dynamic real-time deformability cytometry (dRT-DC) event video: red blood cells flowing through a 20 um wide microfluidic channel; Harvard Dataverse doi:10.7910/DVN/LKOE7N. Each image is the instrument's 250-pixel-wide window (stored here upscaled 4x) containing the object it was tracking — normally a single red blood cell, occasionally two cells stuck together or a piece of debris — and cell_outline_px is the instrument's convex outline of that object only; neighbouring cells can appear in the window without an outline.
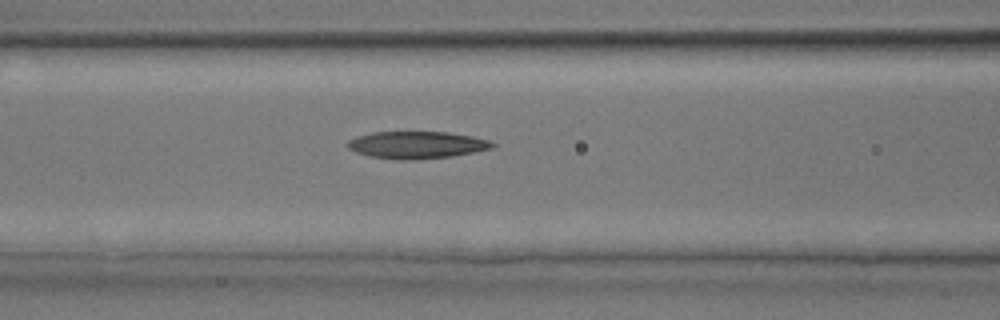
{"species": "common noctule bat (a hibernating species)", "species_latin": "Nyctalus noctula", "temperature_condition": "room temperature", "stored_images_in_passage": 38, "camera_frame_rate_fps": 3000, "um_per_image_px": 0.085, "animal": {"sex": "male", "body_mass_g": 17.9, "forearm_length_mm": 54.2}, "frame": {"image": 1, "passage_image": 16, "time_ms": 5.0, "image_size_px": [1000, 320], "cell_outline_px": [[496, 144], [492, 148], [452, 156], [416, 160], [400, 160], [368, 156], [356, 152], [348, 148], [344, 144], [348, 140], [356, 136], [372, 132], [448, 132], [472, 136], [488, 140]], "centroid_in_image_um": [35.37, 12.32], "position_along_channel_um": 131.2, "area_um2": 23.06}}
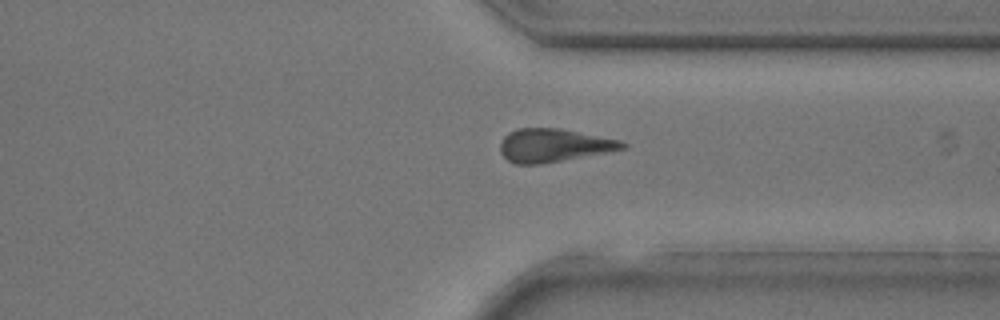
{"frame": {"image": 2, "passage_image": 29, "time_ms": 9.333, "image_size_px": [1000, 320], "cell_outline_px": [[628, 148], [540, 164], [516, 164], [508, 160], [500, 152], [500, 144], [504, 136], [508, 132], [520, 128], [560, 128], [620, 140], [628, 144]], "centroid_in_image_um": [47.06, 12.35], "position_along_channel_um": 364.3, "area_um2": 23.52}}
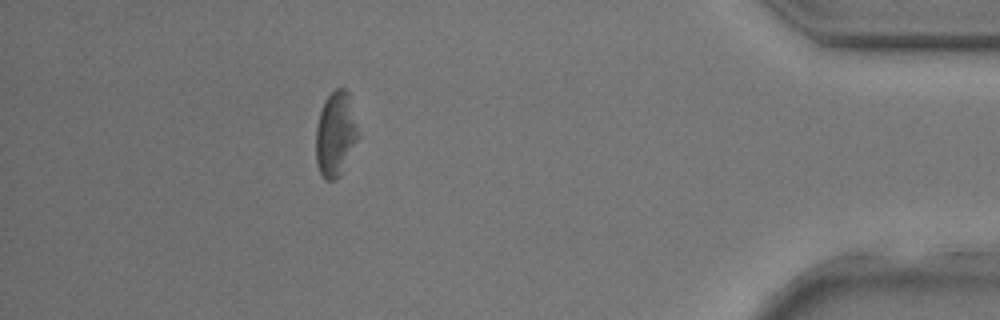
{"frame": {"image": 3, "passage_image": 34, "time_ms": 11.0, "image_size_px": [1000, 320], "cell_outline_px": [[360, 136], [340, 176], [336, 180], [324, 180], [316, 164], [316, 124], [324, 100], [336, 88], [348, 88]], "centroid_in_image_um": [28.54, 11.39], "position_along_channel_um": 406.7, "area_um2": 21.27}}